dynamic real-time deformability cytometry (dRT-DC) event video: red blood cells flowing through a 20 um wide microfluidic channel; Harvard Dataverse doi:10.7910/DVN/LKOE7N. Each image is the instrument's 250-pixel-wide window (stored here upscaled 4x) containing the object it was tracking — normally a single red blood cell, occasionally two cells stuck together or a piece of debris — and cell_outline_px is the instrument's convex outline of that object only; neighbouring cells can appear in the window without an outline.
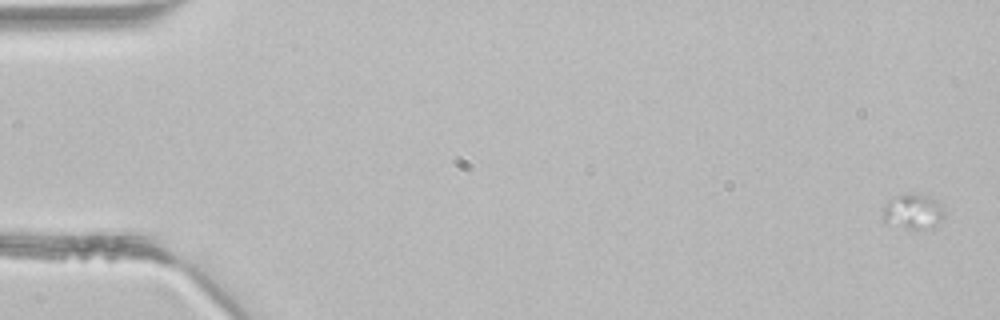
{"species": "common noctule bat (a hibernating species)", "species_latin": "Nyctalus noctula", "temperature_condition": "room temperature", "stored_images_in_passage": 4, "camera_frame_rate_fps": 3000, "um_per_image_px": 0.085, "animal": {"sex": "male", "body_mass_g": 21.5, "forearm_length_mm": 52.0}, "frame": {"image": 1, "passage_image": 1, "time_ms": 0.0, "image_size_px": [1000, 320], "cell_outline_px": [[944, 216], [932, 228], [924, 232], [884, 224], [884, 204], [888, 200], [896, 196], [908, 192], [932, 196], [944, 204]], "centroid_in_image_um": [77.65, 17.99], "position_along_channel_um": 7.4, "area_um2": 13.35}}